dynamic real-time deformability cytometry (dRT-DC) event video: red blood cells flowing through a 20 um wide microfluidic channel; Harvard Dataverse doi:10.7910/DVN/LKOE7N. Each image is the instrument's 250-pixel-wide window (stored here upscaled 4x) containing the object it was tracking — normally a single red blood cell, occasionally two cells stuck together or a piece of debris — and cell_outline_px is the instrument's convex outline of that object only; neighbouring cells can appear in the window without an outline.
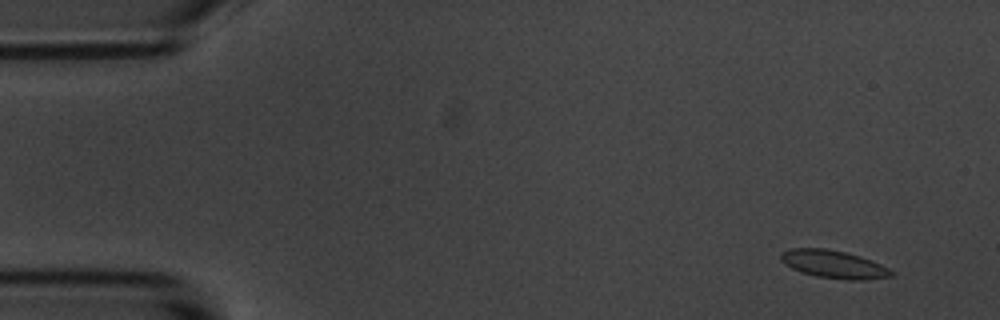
{"species": "common noctule bat (a hibernating species)", "species_latin": "Nyctalus noctula", "temperature_condition": "room temperature", "stored_images_in_passage": 7, "camera_frame_rate_fps": 3000, "um_per_image_px": 0.085, "animal": {"sex": "male", "body_mass_g": 20.1, "forearm_length_mm": 53.5}, "frame": {"image": 1, "passage_image": 1, "time_ms": 0.0, "image_size_px": [1000, 320], "cell_outline_px": [[896, 272], [892, 276], [864, 280], [848, 280], [816, 276], [800, 272], [784, 264], [780, 260], [780, 252], [792, 248], [824, 248], [844, 252], [860, 256], [872, 260]], "centroid_in_image_um": [70.85, 22.46], "position_along_channel_um": 14.1, "area_um2": 18.03}}
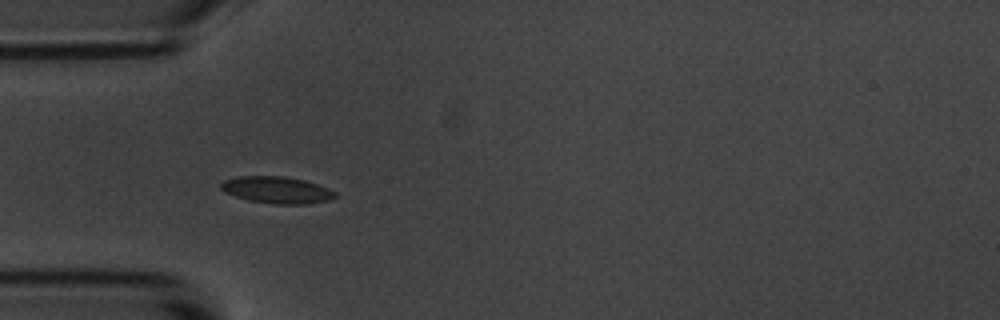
{"frame": {"image": 2, "passage_image": 5, "time_ms": 4.333, "image_size_px": [1000, 320], "cell_outline_px": [[336, 196], [328, 200], [308, 204], [272, 204], [248, 200], [224, 192], [220, 188], [220, 184], [224, 180], [240, 176], [284, 176], [304, 180], [328, 188], [336, 192]], "centroid_in_image_um": [23.52, 16.15], "position_along_channel_um": 61.5, "area_um2": 17.8}}
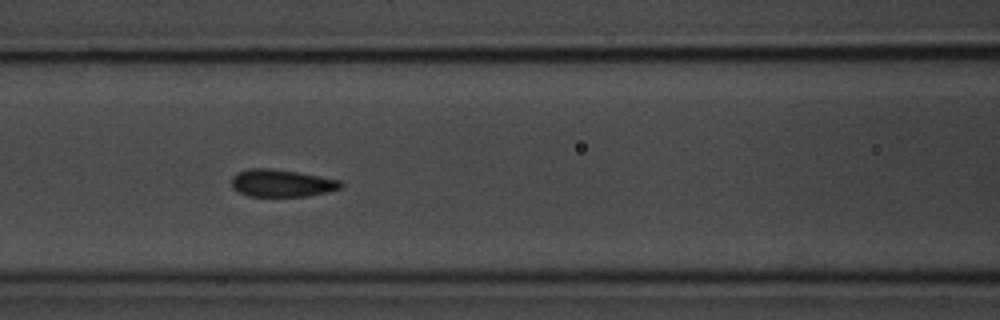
{"frame": {"image": 3, "passage_image": 7, "time_ms": 6.667, "image_size_px": [1000, 320], "cell_outline_px": [[344, 184], [340, 188], [328, 192], [308, 196], [248, 196], [232, 188], [232, 176], [240, 172], [252, 168], [272, 168], [296, 172], [340, 180]], "centroid_in_image_um": [23.95, 15.57], "position_along_channel_um": 142.7, "area_um2": 17.28}}